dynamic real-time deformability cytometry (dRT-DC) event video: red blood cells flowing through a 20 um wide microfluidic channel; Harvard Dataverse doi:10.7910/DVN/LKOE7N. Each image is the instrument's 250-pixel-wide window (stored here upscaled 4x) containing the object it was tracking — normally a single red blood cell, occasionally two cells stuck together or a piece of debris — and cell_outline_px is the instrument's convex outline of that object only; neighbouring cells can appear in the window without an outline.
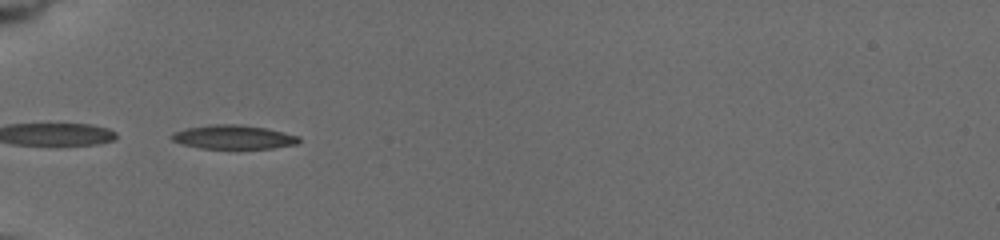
{"species": "common noctule bat (a hibernating species)", "species_latin": "Nyctalus noctula", "temperature_condition": "cold", "stored_images_in_passage": 32, "camera_frame_rate_fps": 3000, "um_per_image_px": 0.085, "animal": {"sex": "female", "body_mass_g": 19.5, "forearm_length_mm": 54.1}, "frame": {"image": 1, "passage_image": 1, "time_ms": 0.0, "image_size_px": [1000, 240], "cell_outline_px": [[300, 140], [296, 144], [272, 148], [200, 148], [184, 144], [172, 140], [168, 136], [172, 132], [184, 128], [208, 124], [240, 124], [268, 128], [300, 136]], "centroid_in_image_um": [19.81, 11.63], "position_along_channel_um": 65.2, "area_um2": 17.92}}
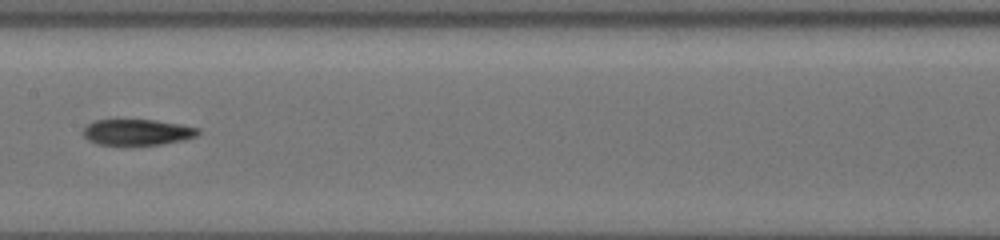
{"frame": {"image": 2, "passage_image": 9, "time_ms": 3.667, "image_size_px": [1000, 240], "cell_outline_px": [[200, 132], [196, 136], [184, 140], [160, 144], [96, 144], [88, 140], [84, 136], [84, 128], [88, 124], [96, 120], [156, 120], [180, 124], [200, 128]], "centroid_in_image_um": [11.7, 11.23], "position_along_channel_um": 195.7, "area_um2": 17.17}}
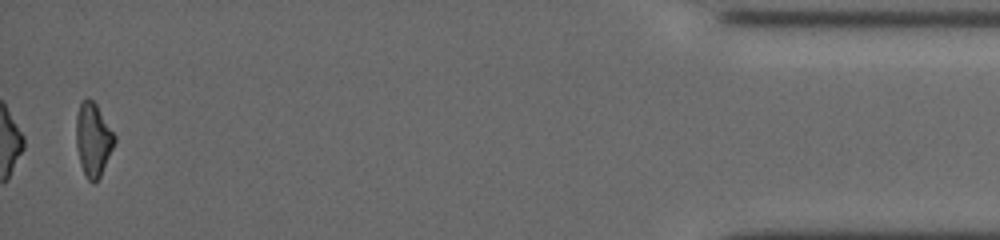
{"frame": {"image": 3, "passage_image": 31, "time_ms": 11.667, "image_size_px": [1000, 240], "cell_outline_px": [[116, 140], [100, 176], [92, 184], [88, 180], [80, 164], [76, 144], [76, 116], [80, 104], [84, 100], [92, 100], [96, 104], [116, 136]], "centroid_in_image_um": [7.91, 11.87], "position_along_channel_um": 427.3, "area_um2": 16.13}, "authors_computed_cell_mechanics": {"area_um2": 17.5423, "velocity_mm_per_s": 3.7716, "shape_relaxation_time_tau1_ms": 10.496, "shape_relaxation_time_tau2_ms": null, "deformation_change_tau1": 0.2678, "deformation_change_tau2": null}}